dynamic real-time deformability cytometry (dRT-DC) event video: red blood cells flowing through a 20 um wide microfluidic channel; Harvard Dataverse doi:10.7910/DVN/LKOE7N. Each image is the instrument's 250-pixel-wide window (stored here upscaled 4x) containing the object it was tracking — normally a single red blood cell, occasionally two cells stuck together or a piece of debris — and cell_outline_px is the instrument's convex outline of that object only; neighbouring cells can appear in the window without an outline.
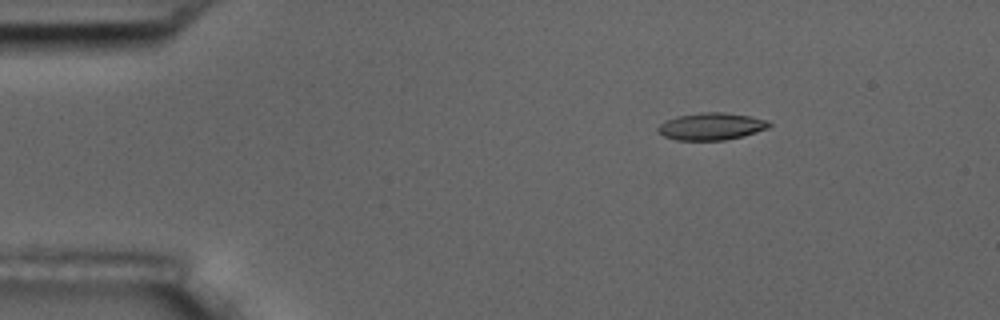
{"species": "common noctule bat (a hibernating species)", "species_latin": "Nyctalus noctula", "temperature_condition": "room temperature", "stored_images_in_passage": 5, "camera_frame_rate_fps": 3000, "um_per_image_px": 0.085, "animal": {"sex": "male", "body_mass_g": 17.5, "forearm_length_mm": 52.3}, "frame": {"image": 1, "passage_image": 3, "time_ms": 0.667, "image_size_px": [1000, 320], "cell_outline_px": [[772, 124], [768, 128], [756, 132], [724, 140], [676, 140], [664, 136], [656, 128], [660, 124], [676, 116], [700, 112], [720, 112], [748, 116], [768, 120]], "centroid_in_image_um": [60.45, 10.74], "position_along_channel_um": 24.5, "area_um2": 17.4}}